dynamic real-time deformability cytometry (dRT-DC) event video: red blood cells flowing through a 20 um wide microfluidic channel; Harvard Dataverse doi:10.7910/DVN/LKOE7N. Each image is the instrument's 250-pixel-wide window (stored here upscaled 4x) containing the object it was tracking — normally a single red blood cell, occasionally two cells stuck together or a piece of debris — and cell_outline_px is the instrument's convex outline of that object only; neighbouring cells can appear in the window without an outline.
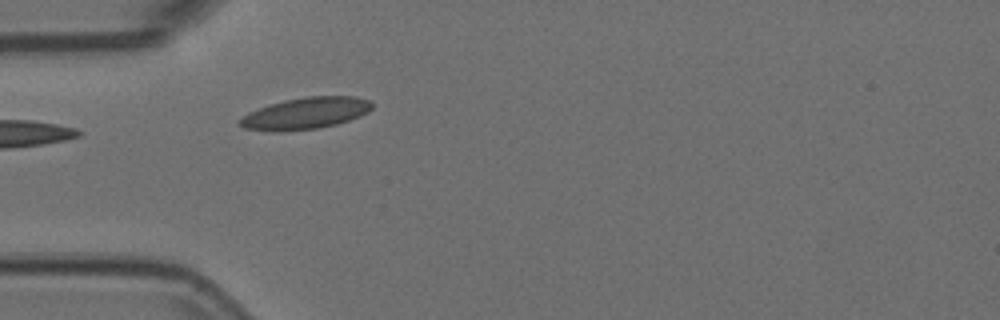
{"species": "Egyptian fruit bat (a non-hibernating species)", "species_latin": "Rousettus aegyptiacus", "temperature_condition": "room temperature", "stored_images_in_passage": 4, "camera_frame_rate_fps": 3000, "um_per_image_px": 0.085, "animal": {"sex": "female"}, "frame": {"image": 1, "passage_image": 1, "time_ms": 0.0, "image_size_px": [1000, 320], "cell_outline_px": [[372, 108], [368, 112], [360, 116], [336, 124], [316, 128], [280, 132], [276, 132], [244, 128], [236, 124], [236, 120], [248, 112], [268, 104], [284, 100], [308, 96], [356, 96], [372, 100]], "centroid_in_image_um": [25.93, 9.63], "position_along_channel_um": 59.1, "area_um2": 24.68}}